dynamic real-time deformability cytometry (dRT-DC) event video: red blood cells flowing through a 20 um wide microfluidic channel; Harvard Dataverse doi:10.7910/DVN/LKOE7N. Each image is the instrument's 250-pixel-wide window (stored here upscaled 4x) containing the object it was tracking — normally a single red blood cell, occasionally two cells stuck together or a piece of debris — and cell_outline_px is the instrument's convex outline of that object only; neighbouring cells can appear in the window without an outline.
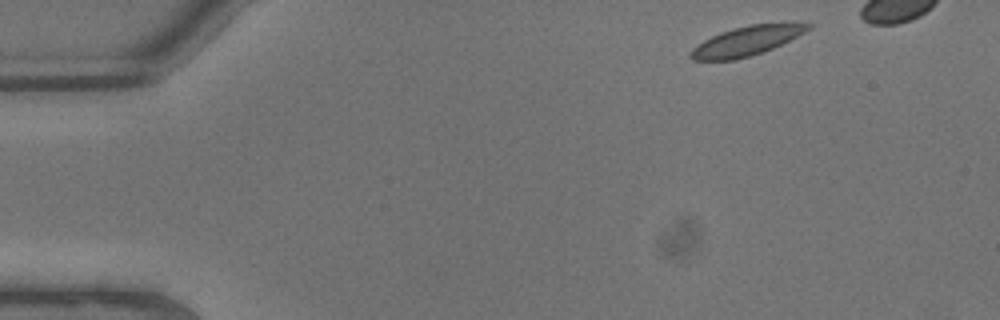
{"species": "common noctule bat (a hibernating species)", "species_latin": "Nyctalus noctula", "temperature_condition": "warm", "stored_images_in_passage": 7, "segment_of_instrument_passage": [1, 2], "camera_frame_rate_fps": 3000, "um_per_image_px": 0.085, "animal": {"sex": "male", "body_mass_g": 13.3}, "frame": {"image": 1, "passage_image": 1, "time_ms": 0.0, "image_size_px": [1000, 320], "cell_outline_px": [[812, 24], [804, 32], [764, 52], [732, 60], [692, 60], [688, 56], [692, 48], [704, 40], [720, 32], [732, 28], [752, 24]], "centroid_in_image_um": [63.34, 3.5], "position_along_channel_um": 21.7, "area_um2": 19.48}}
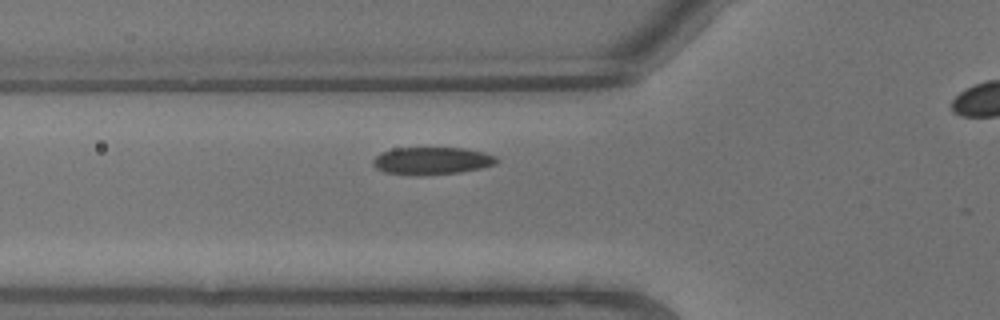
{"frame": {"image": 2, "passage_image": 6, "time_ms": 1.667, "image_size_px": [1000, 320], "cell_outline_px": [[500, 160], [496, 164], [480, 168], [460, 172], [424, 176], [416, 176], [384, 172], [376, 168], [372, 164], [372, 160], [380, 152], [392, 148], [464, 148], [484, 152], [496, 156]], "centroid_in_image_um": [36.69, 13.67], "position_along_channel_um": 89.1, "area_um2": 20.11}}